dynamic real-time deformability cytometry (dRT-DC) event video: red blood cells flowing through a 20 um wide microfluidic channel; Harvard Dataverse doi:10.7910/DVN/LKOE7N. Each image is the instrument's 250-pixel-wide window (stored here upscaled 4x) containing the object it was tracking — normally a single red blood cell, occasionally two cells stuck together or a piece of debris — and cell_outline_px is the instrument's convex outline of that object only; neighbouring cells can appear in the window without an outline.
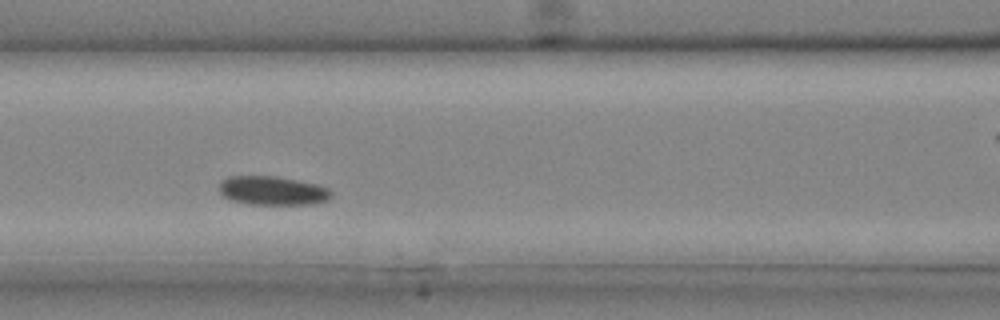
{"species": "common noctule bat (a hibernating species)", "species_latin": "Nyctalus noctula", "temperature_condition": "cold", "stored_images_in_passage": 25, "camera_frame_rate_fps": 3000, "um_per_image_px": 0.085, "animal": {"sex": "male", "body_mass_g": 20.4}, "frame": {"image": 1, "passage_image": 8, "time_ms": 2.333, "image_size_px": [1000, 320], "cell_outline_px": [[332, 196], [328, 200], [312, 204], [248, 204], [232, 200], [224, 196], [220, 192], [220, 184], [228, 176], [276, 176], [316, 184], [328, 188], [332, 192]], "centroid_in_image_um": [23.19, 16.21], "position_along_channel_um": 143.4, "area_um2": 18.73}}
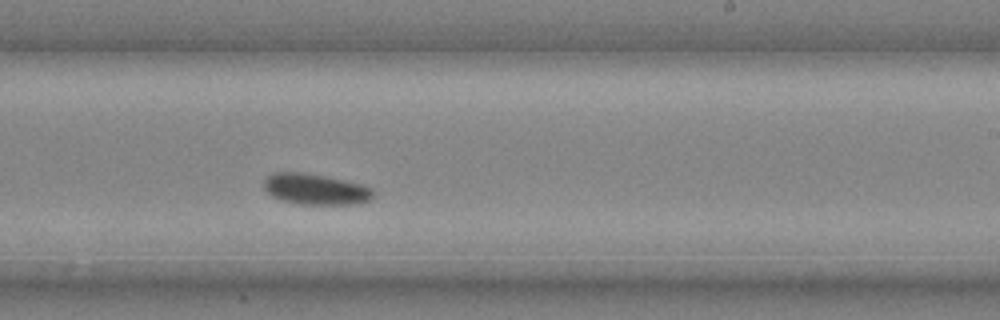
{"frame": {"image": 2, "passage_image": 14, "time_ms": 4.333, "image_size_px": [1000, 320], "cell_outline_px": [[372, 196], [368, 200], [360, 204], [296, 204], [280, 200], [272, 196], [264, 188], [264, 180], [272, 172], [300, 172], [324, 176], [360, 184], [372, 188]], "centroid_in_image_um": [26.77, 16.09], "position_along_channel_um": 262.2, "area_um2": 19.54}}
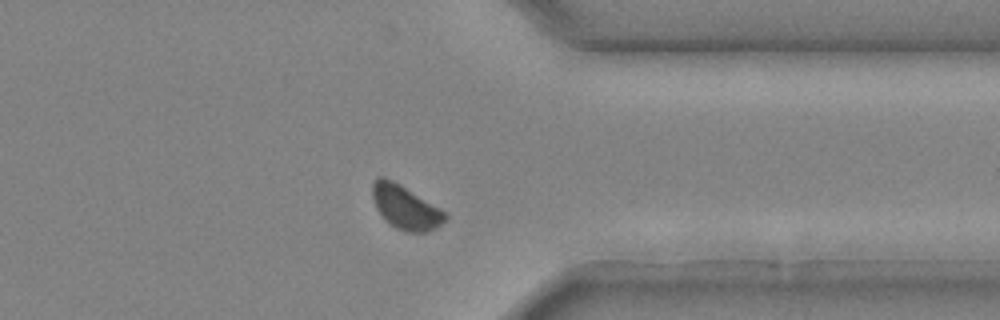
{"frame": {"image": 3, "passage_image": 20, "time_ms": 6.333, "image_size_px": [1000, 320], "cell_outline_px": [[448, 216], [436, 228], [424, 232], [404, 232], [396, 228], [376, 208], [372, 196], [372, 184], [380, 176], [384, 176], [400, 184], [448, 212]], "centroid_in_image_um": [34.49, 17.61], "position_along_channel_um": 376.9, "area_um2": 18.38}}